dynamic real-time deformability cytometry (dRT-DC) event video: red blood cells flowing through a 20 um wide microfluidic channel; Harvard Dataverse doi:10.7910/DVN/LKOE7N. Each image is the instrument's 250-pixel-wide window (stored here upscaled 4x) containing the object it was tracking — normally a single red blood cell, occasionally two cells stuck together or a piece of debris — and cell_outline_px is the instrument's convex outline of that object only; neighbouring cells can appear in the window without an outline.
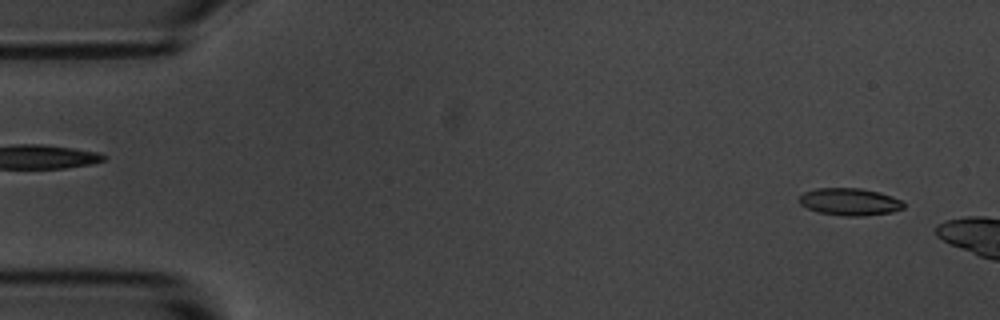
{"species": "common noctule bat (a hibernating species)", "species_latin": "Nyctalus noctula", "temperature_condition": "room temperature", "stored_images_in_passage": 11, "camera_frame_rate_fps": 3000, "um_per_image_px": 0.085, "animal": {"sex": "male", "body_mass_g": 20.1, "forearm_length_mm": 53.5}, "frame": {"image": 1, "passage_image": 4, "time_ms": 1.0, "image_size_px": [1000, 320], "cell_outline_px": [[904, 208], [892, 212], [864, 216], [844, 216], [820, 212], [808, 208], [800, 204], [796, 200], [804, 192], [816, 188], [860, 188], [880, 192], [892, 196], [900, 200], [904, 204]], "centroid_in_image_um": [72.21, 17.15], "position_along_channel_um": 12.8, "area_um2": 16.65}}